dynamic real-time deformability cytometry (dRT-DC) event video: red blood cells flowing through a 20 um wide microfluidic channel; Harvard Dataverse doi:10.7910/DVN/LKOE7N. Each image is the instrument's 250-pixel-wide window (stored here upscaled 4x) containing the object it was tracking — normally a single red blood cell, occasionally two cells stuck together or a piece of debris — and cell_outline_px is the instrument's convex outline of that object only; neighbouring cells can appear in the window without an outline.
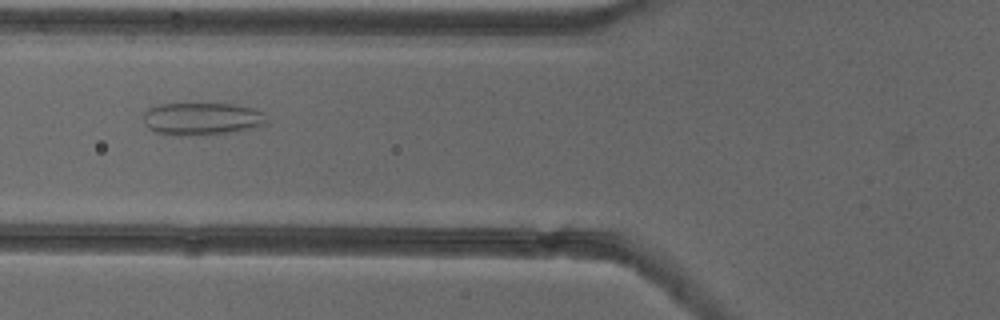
{"species": "common noctule bat (a hibernating species)", "species_latin": "Nyctalus noctula", "temperature_condition": "cold", "stored_images_in_passage": 42, "camera_frame_rate_fps": 3000, "um_per_image_px": 0.085, "animal": {"sex": "female"}, "frame": {"image": 1, "passage_image": 10, "time_ms": 3.0, "image_size_px": [1000, 320], "cell_outline_px": [[268, 124], [236, 132], [180, 136], [156, 132], [148, 128], [144, 124], [144, 112], [148, 108], [156, 104], [232, 104], [252, 108], [264, 112], [268, 120]], "centroid_in_image_um": [17.18, 10.1], "position_along_channel_um": 108.6, "area_um2": 23.58}}
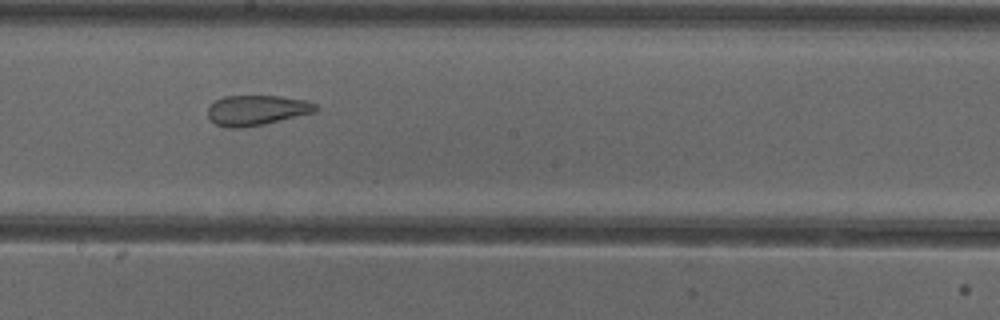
{"frame": {"image": 2, "passage_image": 19, "time_ms": 6.0, "image_size_px": [1000, 320], "cell_outline_px": [[320, 108], [316, 112], [264, 124], [240, 128], [232, 128], [216, 124], [208, 116], [208, 108], [216, 100], [224, 96], [280, 96], [308, 100], [316, 104]], "centroid_in_image_um": [21.88, 9.36], "position_along_channel_um": 226.3, "area_um2": 18.96}}
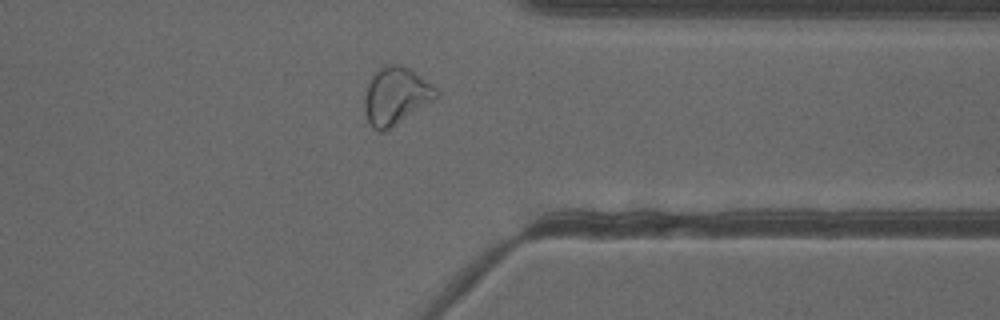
{"frame": {"image": 3, "passage_image": 31, "time_ms": 10.0, "image_size_px": [1000, 320], "cell_outline_px": [[440, 96], [436, 100], [384, 132], [380, 132], [372, 128], [368, 124], [364, 112], [364, 88], [372, 72], [380, 68], [392, 64], [400, 64], [408, 68], [436, 88], [440, 92]], "centroid_in_image_um": [33.61, 8.18], "position_along_channel_um": 377.8, "area_um2": 24.51}, "authors_computed_cell_mechanics": {"area_um2": 24.0448, "velocity_mm_per_s": 3.901, "shape_relaxation_time_tau1_ms": null, "shape_relaxation_time_tau2_ms": 1.4956, "deformation_change_tau1": null, "deformation_change_tau2": 0.0913}}